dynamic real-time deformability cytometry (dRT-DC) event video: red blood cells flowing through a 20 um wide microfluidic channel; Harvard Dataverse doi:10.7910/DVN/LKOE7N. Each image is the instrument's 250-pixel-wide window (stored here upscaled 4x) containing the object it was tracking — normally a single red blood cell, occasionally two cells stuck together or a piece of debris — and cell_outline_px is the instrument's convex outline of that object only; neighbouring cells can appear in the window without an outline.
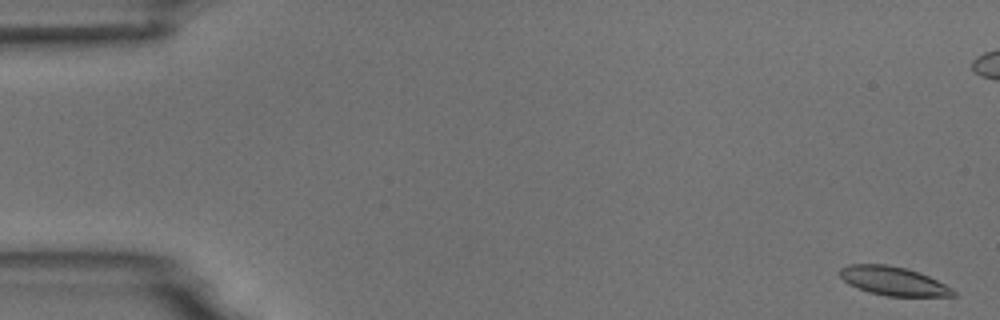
{"species": "common noctule bat (a hibernating species)", "species_latin": "Nyctalus noctula", "temperature_condition": "room temperature", "stored_images_in_passage": 6, "camera_frame_rate_fps": 3000, "um_per_image_px": 0.085, "animal": {"sex": "male", "body_mass_g": 18.8}, "frame": {"image": 1, "passage_image": 1, "time_ms": 0.0, "image_size_px": [1000, 320], "cell_outline_px": [[956, 296], [888, 296], [868, 292], [848, 284], [840, 276], [840, 268], [848, 264], [888, 264], [920, 272], [952, 288], [956, 292]], "centroid_in_image_um": [75.92, 23.88], "position_along_channel_um": 9.1, "area_um2": 18.96}}
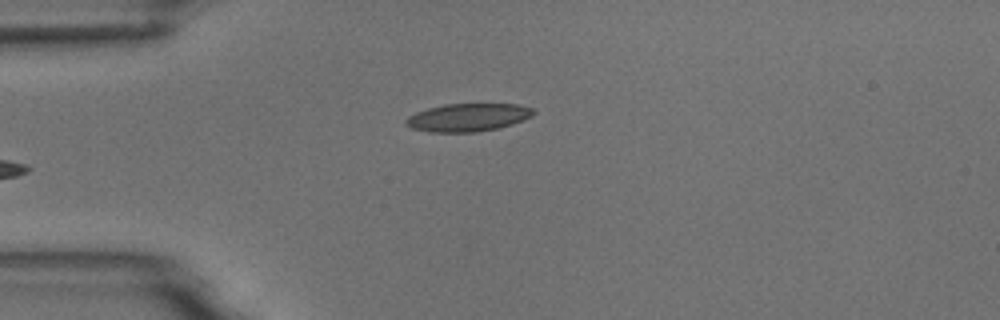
{"frame": {"image": 2, "passage_image": 6, "time_ms": 6.0, "image_size_px": [1000, 320], "cell_outline_px": [[536, 112], [532, 116], [512, 124], [496, 128], [476, 132], [428, 132], [412, 128], [404, 124], [404, 120], [408, 116], [416, 112], [428, 108], [444, 104], [516, 104], [532, 108]], "centroid_in_image_um": [39.74, 9.98], "position_along_channel_um": 45.3, "area_um2": 20.75}}